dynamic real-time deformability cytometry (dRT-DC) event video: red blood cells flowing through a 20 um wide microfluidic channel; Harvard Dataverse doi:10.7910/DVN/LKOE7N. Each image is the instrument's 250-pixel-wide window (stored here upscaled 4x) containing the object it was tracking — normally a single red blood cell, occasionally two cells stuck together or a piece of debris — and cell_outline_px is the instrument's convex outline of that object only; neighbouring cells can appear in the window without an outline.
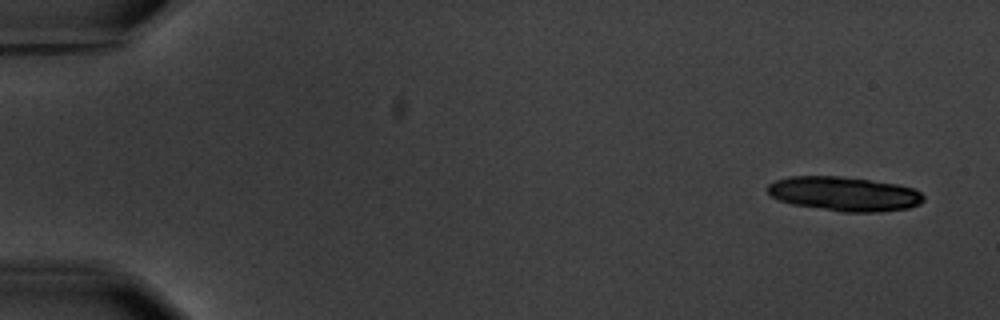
{"species": "common noctule bat (a hibernating species)", "species_latin": "Nyctalus noctula", "temperature_condition": "warm", "stored_images_in_passage": 8, "camera_frame_rate_fps": 3000, "um_per_image_px": 0.085, "animal": {"sex": "male", "body_mass_g": 20.1, "forearm_length_mm": 53.5}, "frame": {"image": 1, "passage_image": 1, "time_ms": 0.0, "image_size_px": [1000, 320], "cell_outline_px": [[924, 200], [920, 204], [908, 208], [880, 212], [844, 212], [792, 204], [780, 200], [772, 196], [768, 192], [768, 184], [776, 180], [788, 176], [840, 176], [896, 184], [916, 188], [924, 196]], "centroid_in_image_um": [71.79, 16.48], "position_along_channel_um": 13.2, "area_um2": 31.15}}
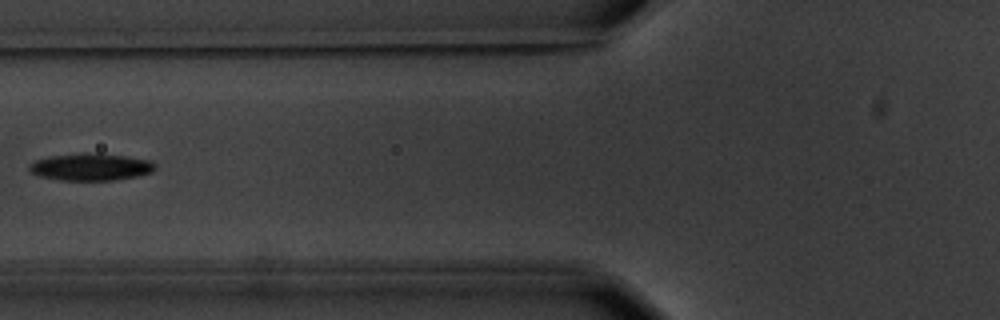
{"frame": {"image": 2, "passage_image": 7, "time_ms": 7.0, "image_size_px": [1000, 320], "cell_outline_px": [[156, 168], [152, 172], [136, 176], [112, 180], [60, 180], [40, 176], [32, 172], [28, 168], [28, 164], [36, 160], [48, 156], [84, 152], [124, 156], [152, 160], [156, 164]], "centroid_in_image_um": [7.71, 14.18], "position_along_channel_um": 118.1, "area_um2": 19.94}}